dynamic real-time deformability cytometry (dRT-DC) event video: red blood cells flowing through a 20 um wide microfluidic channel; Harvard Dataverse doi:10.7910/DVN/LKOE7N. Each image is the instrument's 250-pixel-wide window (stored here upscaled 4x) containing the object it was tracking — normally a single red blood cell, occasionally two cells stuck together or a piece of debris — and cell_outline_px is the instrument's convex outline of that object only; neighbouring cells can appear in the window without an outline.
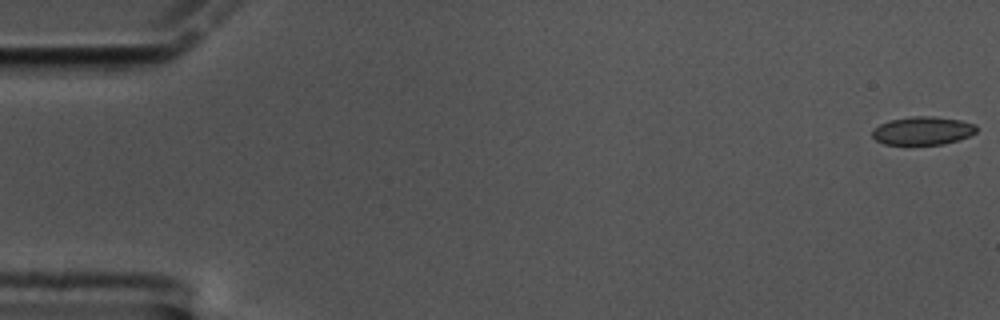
{"species": "common noctule bat (a hibernating species)", "species_latin": "Nyctalus noctula", "temperature_condition": "cold", "stored_images_in_passage": 60, "camera_frame_rate_fps": 3000, "um_per_image_px": 0.085, "animal": {"sex": "male", "body_mass_g": 17.5, "forearm_length_mm": 52.3}, "frame": {"image": 1, "passage_image": 1, "time_ms": 0.0, "image_size_px": [1000, 320], "cell_outline_px": [[976, 132], [968, 136], [944, 144], [884, 144], [876, 140], [872, 136], [872, 128], [888, 120], [912, 116], [936, 116], [960, 120], [976, 124]], "centroid_in_image_um": [78.4, 11.09], "position_along_channel_um": 6.6, "area_um2": 17.17}}
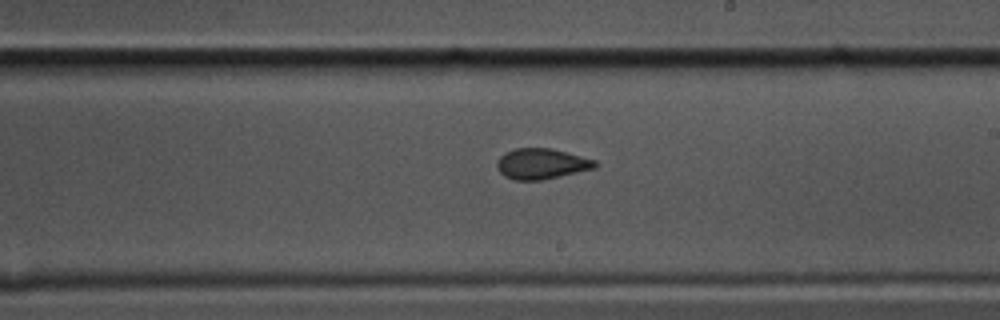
{"frame": {"image": 2, "passage_image": 35, "time_ms": 11.333, "image_size_px": [1000, 320], "cell_outline_px": [[600, 164], [596, 168], [540, 180], [512, 180], [504, 176], [500, 172], [496, 164], [500, 156], [504, 152], [516, 148], [552, 148], [596, 160]], "centroid_in_image_um": [46.03, 13.91], "position_along_channel_um": 243.0, "area_um2": 17.57}}
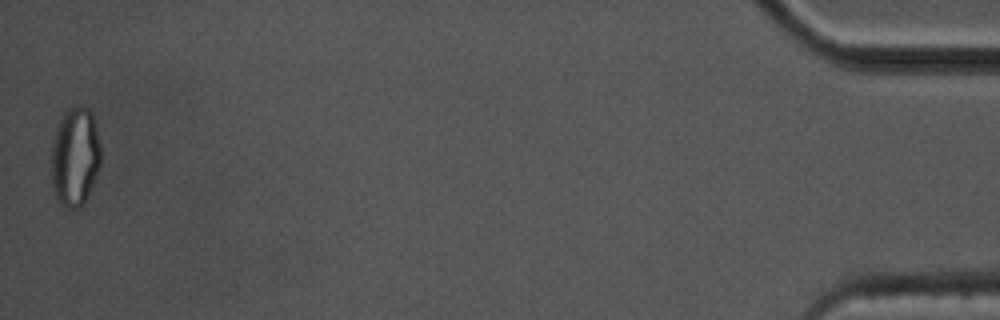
{"frame": {"image": 3, "passage_image": 60, "time_ms": 19.667, "image_size_px": [1000, 320], "cell_outline_px": [[100, 164], [96, 176], [80, 208], [64, 208], [56, 200], [52, 184], [52, 140], [56, 128], [60, 120], [68, 108], [88, 108], [92, 112], [100, 144]], "centroid_in_image_um": [6.36, 13.35], "position_along_channel_um": 428.8, "area_um2": 28.26}, "authors_computed_cell_mechanics": {"area_um2": 17.6868, "velocity_mm_per_s": 3.3527, "shape_relaxation_time_tau1_ms": null, "shape_relaxation_time_tau2_ms": 1.5493, "deformation_change_tau1": null, "deformation_change_tau2": 0.0619}}